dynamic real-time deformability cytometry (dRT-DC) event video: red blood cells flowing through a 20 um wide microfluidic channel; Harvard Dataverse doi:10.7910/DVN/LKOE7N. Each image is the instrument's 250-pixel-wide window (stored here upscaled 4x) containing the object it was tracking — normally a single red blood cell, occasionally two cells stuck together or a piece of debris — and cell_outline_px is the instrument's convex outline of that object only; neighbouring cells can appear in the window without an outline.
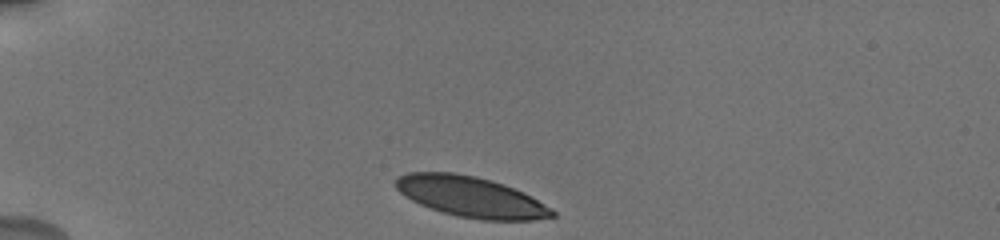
{"species": "human", "species_latin": "Homo sapiens", "temperature_condition": "cold", "stored_images_in_passage": 18, "camera_frame_rate_fps": 3000, "um_per_image_px": 0.085, "donor": {"sex": "male"}, "frame": {"image": 1, "passage_image": 1, "time_ms": 0.0, "image_size_px": [1000, 240], "cell_outline_px": [[556, 216], [532, 220], [480, 220], [460, 216], [444, 212], [420, 204], [404, 196], [396, 188], [396, 180], [400, 176], [408, 172], [452, 172], [476, 176], [512, 188], [552, 208], [556, 212]], "centroid_in_image_um": [40.0, 16.73], "position_along_channel_um": 45.0, "area_um2": 36.3}}
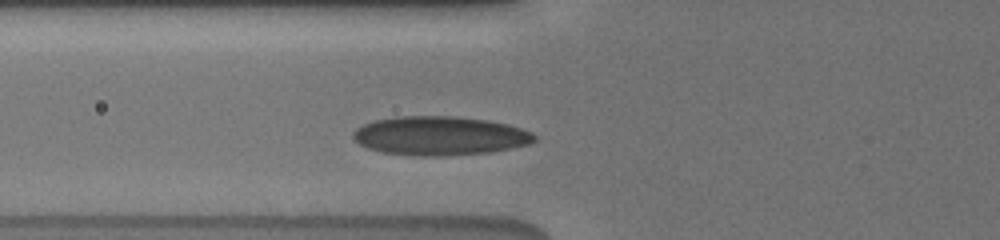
{"frame": {"image": 2, "passage_image": 16, "time_ms": 2.333, "image_size_px": [1000, 240], "cell_outline_px": [[536, 140], [528, 144], [488, 152], [436, 156], [420, 156], [384, 152], [368, 148], [360, 144], [352, 136], [352, 132], [356, 128], [364, 124], [376, 120], [396, 116], [456, 116], [488, 120], [508, 124], [532, 132], [536, 136]], "centroid_in_image_um": [37.37, 11.53], "position_along_channel_um": 88.4, "area_um2": 40.86}}